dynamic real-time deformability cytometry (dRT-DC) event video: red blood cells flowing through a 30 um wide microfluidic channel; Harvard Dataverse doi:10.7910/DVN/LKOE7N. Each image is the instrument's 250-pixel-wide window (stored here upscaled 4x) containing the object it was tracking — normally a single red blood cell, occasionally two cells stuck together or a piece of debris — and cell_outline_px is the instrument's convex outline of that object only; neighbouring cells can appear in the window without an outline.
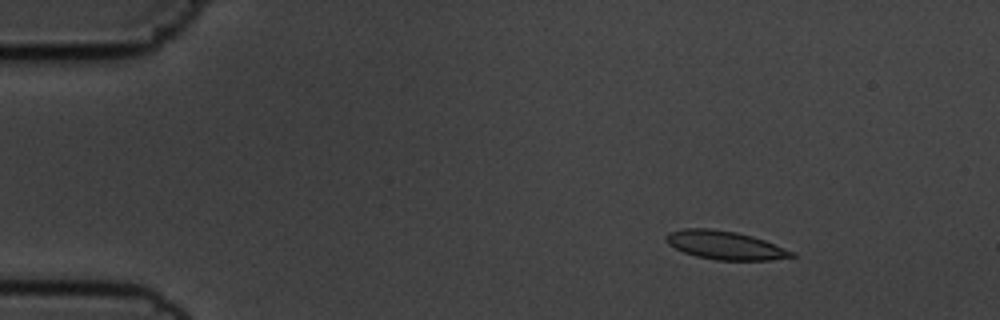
{"species": "common noctule bat (a hibernating species)", "species_latin": "Nyctalus noctula", "temperature_condition": "cold", "stored_images_in_passage": 49, "camera_frame_rate_fps": 3000, "um_per_image_px": 0.085, "animal": {"sex": "male", "body_mass_g": 19.5, "forearm_length_mm": 54.6}, "frame": {"image": 1, "passage_image": 1, "time_ms": 0.0, "image_size_px": [1000, 320], "cell_outline_px": [[796, 256], [772, 260], [716, 260], [696, 256], [684, 252], [668, 244], [664, 240], [664, 236], [668, 232], [684, 228], [708, 228], [736, 232], [752, 236], [764, 240], [796, 252]], "centroid_in_image_um": [61.62, 20.84], "position_along_channel_um": 23.4, "area_um2": 20.92}}
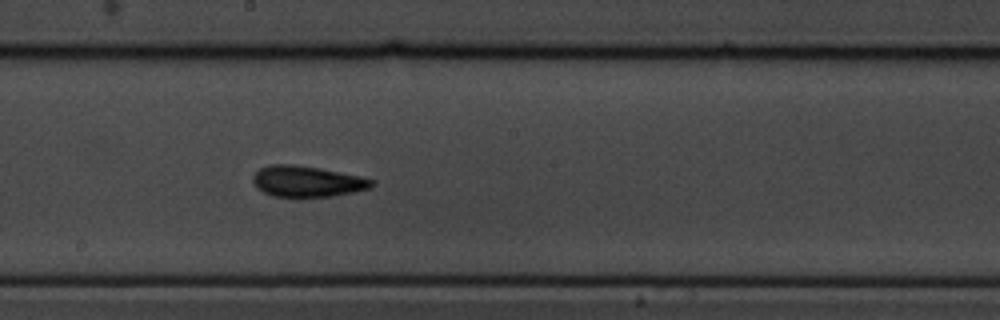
{"frame": {"image": 2, "passage_image": 24, "time_ms": 7.667, "image_size_px": [1000, 320], "cell_outline_px": [[376, 184], [372, 188], [332, 196], [300, 200], [272, 196], [256, 188], [252, 180], [252, 176], [260, 168], [268, 164], [288, 164], [320, 168], [360, 176], [372, 180]], "centroid_in_image_um": [26.07, 15.46], "position_along_channel_um": 222.1, "area_um2": 22.2}}
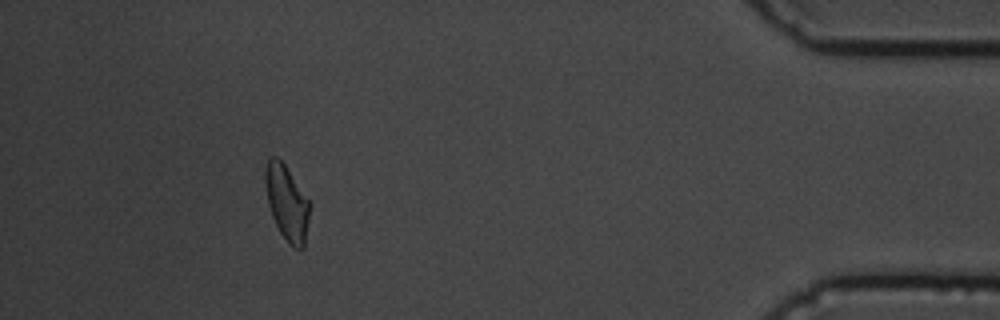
{"frame": {"image": 3, "passage_image": 44, "time_ms": 14.333, "image_size_px": [1000, 320], "cell_outline_px": [[312, 204], [304, 248], [292, 248], [288, 244], [280, 232], [272, 216], [268, 204], [264, 184], [264, 168], [268, 160], [272, 156], [276, 156], [284, 164]], "centroid_in_image_um": [24.39, 17.25], "position_along_channel_um": 410.8, "area_um2": 19.77}, "authors_computed_cell_mechanics": {"area_um2": 20.519, "velocity_mm_per_s": 3.635, "shape_relaxation_time_tau1_ms": 8.3916, "shape_relaxation_time_tau2_ms": 3.3321, "deformation_change_tau1": 0.2026, "deformation_change_tau2": 0.0951}}